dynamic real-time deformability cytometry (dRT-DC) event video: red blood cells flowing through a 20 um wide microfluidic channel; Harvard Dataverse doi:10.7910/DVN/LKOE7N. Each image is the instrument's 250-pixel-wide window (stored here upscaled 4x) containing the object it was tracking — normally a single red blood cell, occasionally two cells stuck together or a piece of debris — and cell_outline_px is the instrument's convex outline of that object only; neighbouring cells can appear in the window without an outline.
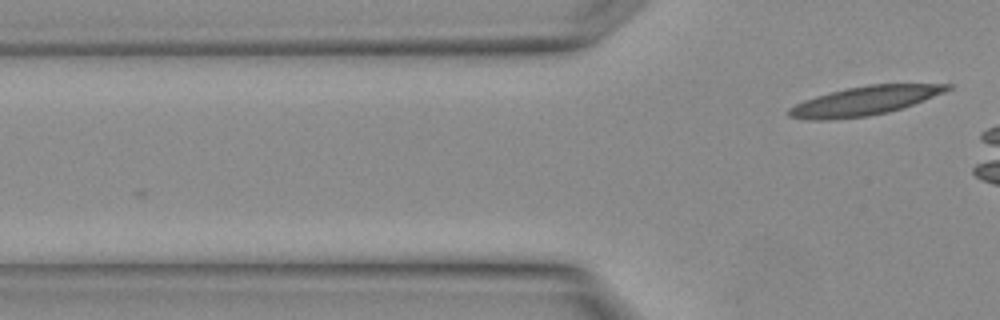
{"species": "Egyptian fruit bat (a non-hibernating species)", "species_latin": "Rousettus aegyptiacus", "temperature_condition": "warm", "stored_images_in_passage": 7, "camera_frame_rate_fps": 3000, "um_per_image_px": 0.085, "animal": {"sex": "female"}, "frame": {"image": 1, "passage_image": 7, "time_ms": 2.0, "image_size_px": [1000, 320], "cell_outline_px": [[952, 88], [944, 92], [912, 104], [888, 112], [868, 116], [824, 120], [812, 120], [788, 116], [788, 108], [804, 100], [816, 96], [848, 88], [868, 84], [952, 84]], "centroid_in_image_um": [73.47, 8.57], "position_along_channel_um": 52.3, "area_um2": 26.24}}